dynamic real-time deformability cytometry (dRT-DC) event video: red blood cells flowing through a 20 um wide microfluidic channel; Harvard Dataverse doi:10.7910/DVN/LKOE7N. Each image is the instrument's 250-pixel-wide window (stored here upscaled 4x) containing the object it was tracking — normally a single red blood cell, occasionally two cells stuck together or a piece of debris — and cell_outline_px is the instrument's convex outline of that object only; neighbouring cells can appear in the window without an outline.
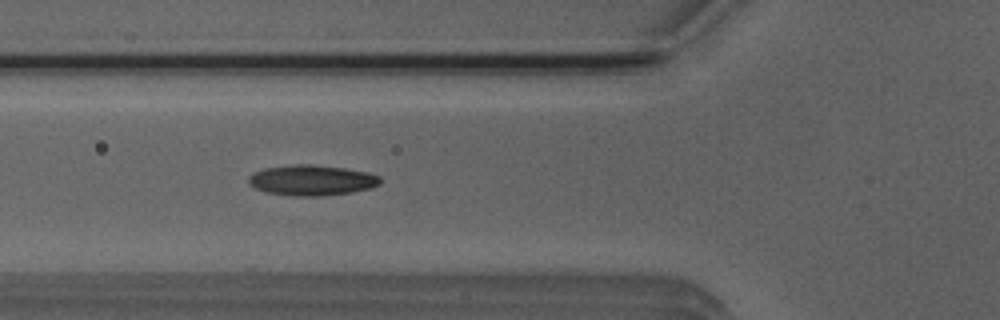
{"species": "Egyptian fruit bat (a non-hibernating species)", "species_latin": "Rousettus aegyptiacus", "temperature_condition": "room temperature", "stored_images_in_passage": 40, "camera_frame_rate_fps": 3000, "um_per_image_px": 0.085, "animal": {"sex": "male"}, "frame": {"image": 1, "passage_image": 12, "time_ms": 3.667, "image_size_px": [1000, 320], "cell_outline_px": [[380, 184], [372, 188], [352, 192], [320, 196], [292, 196], [264, 192], [248, 184], [248, 176], [264, 168], [296, 164], [312, 164], [344, 168], [368, 172], [380, 176]], "centroid_in_image_um": [26.5, 15.32], "position_along_channel_um": 99.3, "area_um2": 23.52}}
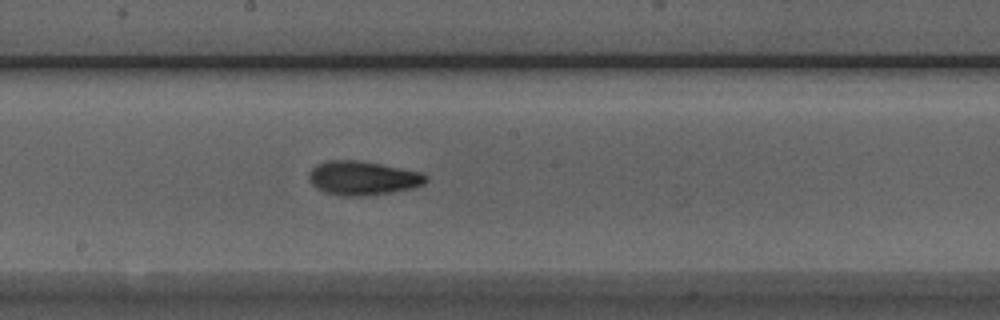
{"frame": {"image": 2, "passage_image": 21, "time_ms": 6.667, "image_size_px": [1000, 320], "cell_outline_px": [[428, 180], [424, 184], [412, 188], [368, 196], [344, 196], [328, 192], [316, 188], [312, 184], [308, 176], [308, 172], [316, 164], [328, 160], [356, 160], [380, 164], [420, 172], [428, 176]], "centroid_in_image_um": [30.82, 15.13], "position_along_channel_um": 217.4, "area_um2": 23.06}}
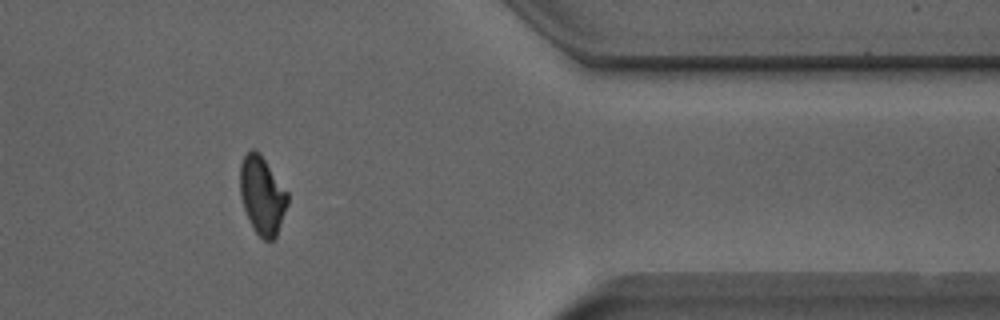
{"frame": {"image": 3, "passage_image": 36, "time_ms": 11.667, "image_size_px": [1000, 320], "cell_outline_px": [[288, 204], [276, 236], [272, 240], [264, 240], [252, 228], [244, 208], [240, 196], [240, 164], [244, 156], [252, 148], [260, 152], [288, 192]], "centroid_in_image_um": [22.28, 16.59], "position_along_channel_um": 389.1, "area_um2": 21.68}}